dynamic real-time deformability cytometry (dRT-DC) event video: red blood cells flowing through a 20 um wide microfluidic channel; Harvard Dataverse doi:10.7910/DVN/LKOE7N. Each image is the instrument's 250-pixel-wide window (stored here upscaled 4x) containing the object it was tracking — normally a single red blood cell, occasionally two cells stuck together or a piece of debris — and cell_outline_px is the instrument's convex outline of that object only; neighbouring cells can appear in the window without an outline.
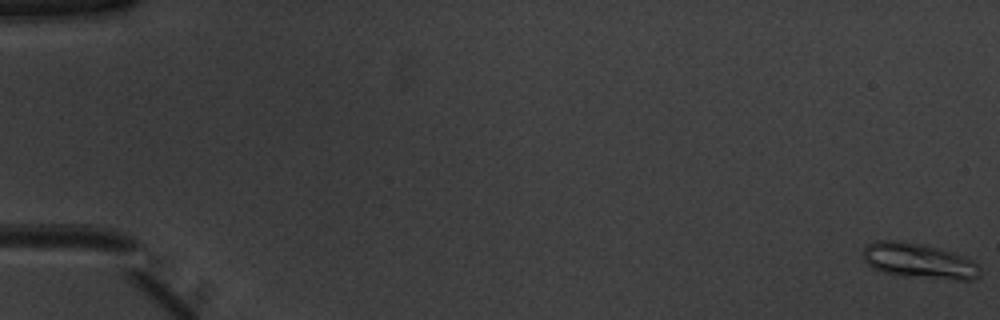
{"species": "common noctule bat (a hibernating species)", "species_latin": "Nyctalus noctula", "temperature_condition": "warm", "stored_images_in_passage": 53, "camera_frame_rate_fps": 3000, "um_per_image_px": 0.085, "animal": {"sex": "male", "body_mass_g": 20.1, "forearm_length_mm": 53.5}, "frame": {"image": 1, "passage_image": 1, "time_ms": 0.0, "image_size_px": [1000, 320], "cell_outline_px": [[980, 276], [972, 280], [956, 280], [900, 276], [884, 272], [872, 268], [864, 260], [860, 252], [868, 244], [876, 240], [896, 240], [924, 244], [940, 248], [952, 252], [972, 260], [980, 268]], "centroid_in_image_um": [78.08, 22.18], "position_along_channel_um": 6.9, "area_um2": 24.33}}
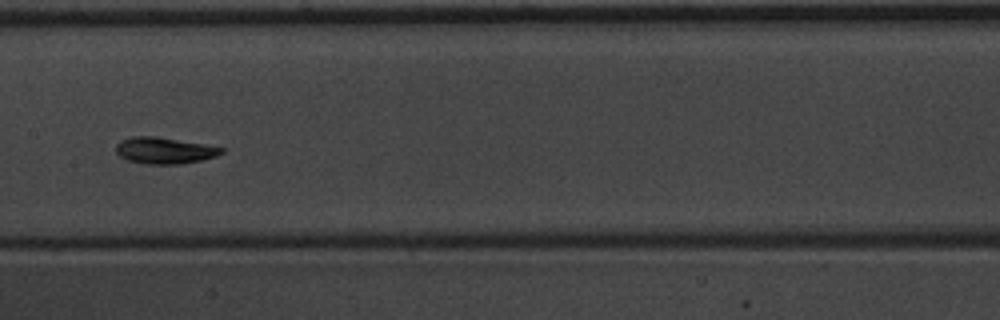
{"frame": {"image": 2, "passage_image": 28, "time_ms": 9.0, "image_size_px": [1000, 320], "cell_outline_px": [[224, 152], [216, 156], [200, 160], [180, 164], [148, 164], [128, 160], [120, 156], [116, 152], [116, 144], [120, 140], [132, 136], [156, 136], [204, 144], [224, 148]], "centroid_in_image_um": [13.96, 12.78], "position_along_channel_um": 193.4, "area_um2": 16.18}}
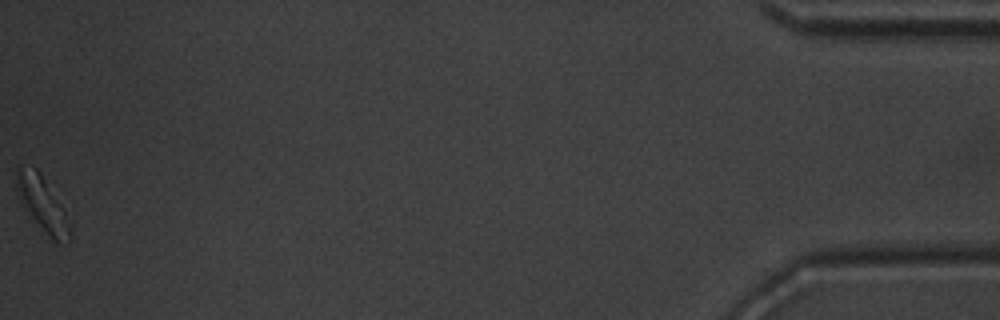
{"frame": {"image": 3, "passage_image": 53, "time_ms": 17.333, "image_size_px": [1000, 320], "cell_outline_px": [[72, 240], [68, 244], [52, 244], [24, 212], [20, 204], [16, 168], [36, 168], [40, 172], [64, 208], [72, 224]], "centroid_in_image_um": [3.69, 17.55], "position_along_channel_um": 431.5, "area_um2": 18.09}, "authors_computed_cell_mechanics": {"area_um2": 16.0106, "velocity_mm_per_s": 3.9535, "shape_relaxation_time_tau1_ms": 2.6119, "shape_relaxation_time_tau2_ms": 6.0097, "deformation_change_tau1": 0.1287, "deformation_change_tau2": 0.1289}}